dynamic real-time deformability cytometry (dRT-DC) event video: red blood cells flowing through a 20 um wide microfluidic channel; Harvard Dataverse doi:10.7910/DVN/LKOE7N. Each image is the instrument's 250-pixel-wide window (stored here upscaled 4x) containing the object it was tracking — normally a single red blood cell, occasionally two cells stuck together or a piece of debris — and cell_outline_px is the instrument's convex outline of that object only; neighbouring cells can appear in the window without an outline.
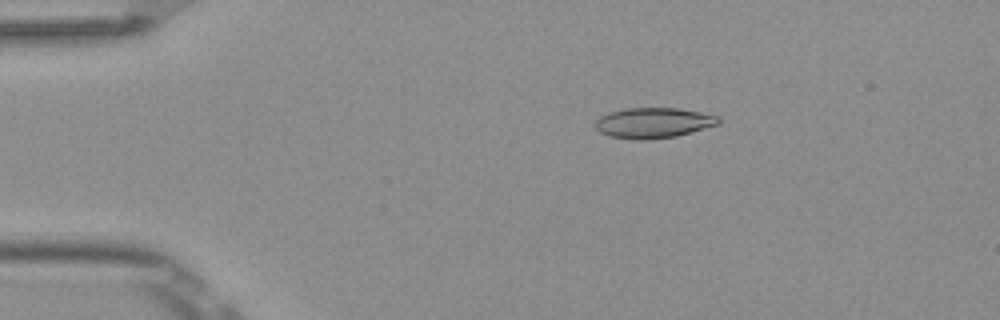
{"species": "Egyptian fruit bat (a non-hibernating species)", "species_latin": "Rousettus aegyptiacus", "temperature_condition": "room temperature", "stored_images_in_passage": 4, "camera_frame_rate_fps": 3000, "um_per_image_px": 0.085, "frame": {"image": 1, "passage_image": 3, "time_ms": 0.667, "image_size_px": [1000, 320], "cell_outline_px": [[720, 124], [676, 136], [648, 140], [636, 140], [608, 136], [600, 132], [596, 128], [596, 120], [600, 116], [608, 112], [624, 108], [676, 108], [700, 112], [716, 116], [720, 120]], "centroid_in_image_um": [55.5, 10.45], "position_along_channel_um": 29.5, "area_um2": 21.85}}